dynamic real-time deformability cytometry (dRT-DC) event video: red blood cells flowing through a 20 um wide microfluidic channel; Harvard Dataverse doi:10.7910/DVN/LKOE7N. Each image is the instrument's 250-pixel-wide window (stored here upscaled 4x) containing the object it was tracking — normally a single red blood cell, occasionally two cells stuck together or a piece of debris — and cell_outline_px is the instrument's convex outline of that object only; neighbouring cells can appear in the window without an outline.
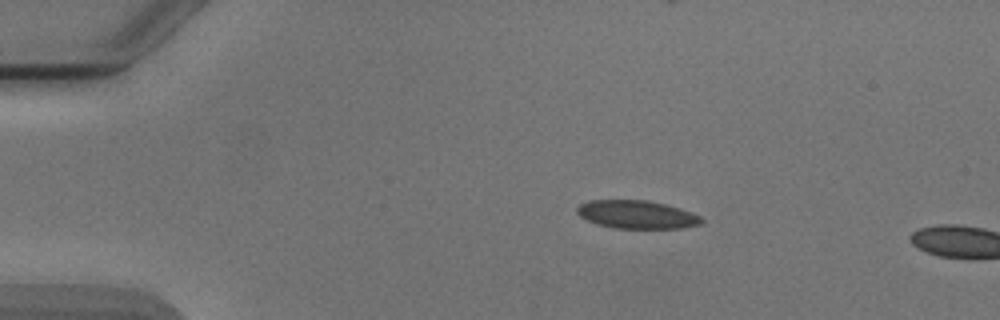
{"species": "Egyptian fruit bat (a non-hibernating species)", "species_latin": "Rousettus aegyptiacus", "temperature_condition": "cold", "stored_images_in_passage": 12, "camera_frame_rate_fps": 3000, "um_per_image_px": 0.085, "animal": {"sex": "male"}, "frame": {"image": 1, "passage_image": 9, "time_ms": 2.667, "image_size_px": [1000, 320], "cell_outline_px": [[704, 220], [700, 224], [684, 228], [616, 228], [596, 224], [580, 216], [576, 212], [576, 208], [580, 204], [588, 200], [648, 200], [680, 208], [692, 212], [700, 216]], "centroid_in_image_um": [54.13, 18.23], "position_along_channel_um": 30.9, "area_um2": 20.46}}